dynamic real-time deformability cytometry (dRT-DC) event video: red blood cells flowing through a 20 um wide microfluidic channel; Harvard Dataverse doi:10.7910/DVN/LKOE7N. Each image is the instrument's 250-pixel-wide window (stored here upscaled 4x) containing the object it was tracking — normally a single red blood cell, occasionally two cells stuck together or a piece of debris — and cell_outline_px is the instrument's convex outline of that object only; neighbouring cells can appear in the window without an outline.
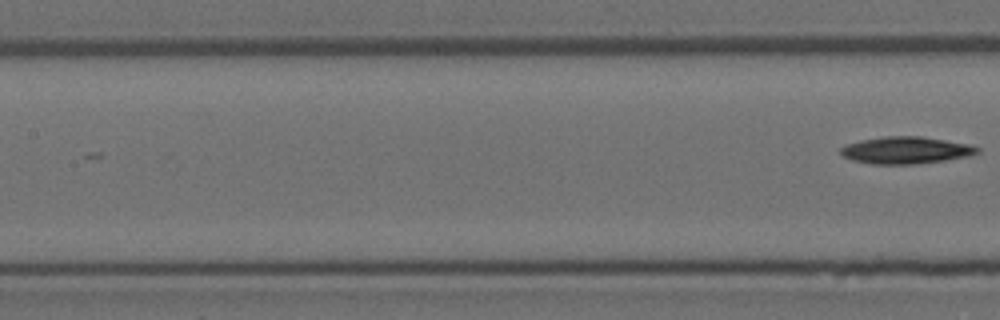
{"species": "Egyptian fruit bat (a non-hibernating species)", "species_latin": "Rousettus aegyptiacus", "temperature_condition": "room temperature", "stored_images_in_passage": 8, "segment_of_instrument_passage": [2, 2], "camera_frame_rate_fps": 3000, "um_per_image_px": 0.085, "animal": {"sex": "female"}, "frame": {"image": 1, "passage_image": 8, "time_ms": 2.333, "image_size_px": [1000, 320], "cell_outline_px": [[980, 152], [968, 156], [944, 160], [916, 164], [872, 164], [852, 160], [844, 156], [840, 152], [840, 148], [848, 144], [860, 140], [884, 136], [920, 136], [944, 140], [964, 144], [980, 148]], "centroid_in_image_um": [76.96, 12.77], "position_along_channel_um": 130.4, "area_um2": 21.27}}